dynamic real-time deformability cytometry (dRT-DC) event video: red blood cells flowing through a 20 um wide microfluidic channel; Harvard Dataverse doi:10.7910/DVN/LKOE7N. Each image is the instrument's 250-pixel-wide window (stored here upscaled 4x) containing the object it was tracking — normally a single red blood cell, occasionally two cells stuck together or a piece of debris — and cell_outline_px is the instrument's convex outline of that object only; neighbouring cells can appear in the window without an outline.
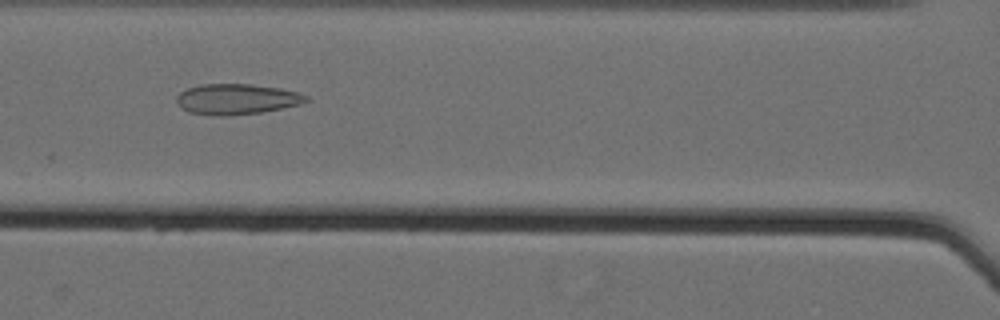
{"species": "Egyptian fruit bat (a non-hibernating species)", "species_latin": "Rousettus aegyptiacus", "temperature_condition": "cold", "stored_images_in_passage": 61, "camera_frame_rate_fps": 3000, "um_per_image_px": 0.085, "animal": {"sex": "female"}, "frame": {"image": 1, "passage_image": 32, "time_ms": 10.333, "image_size_px": [1000, 320], "cell_outline_px": [[308, 100], [300, 104], [260, 112], [228, 116], [216, 116], [188, 112], [176, 100], [176, 96], [180, 92], [188, 88], [200, 84], [252, 84], [280, 88], [296, 92], [308, 96]], "centroid_in_image_um": [20.1, 8.42], "position_along_channel_um": 146.5, "area_um2": 22.89}}
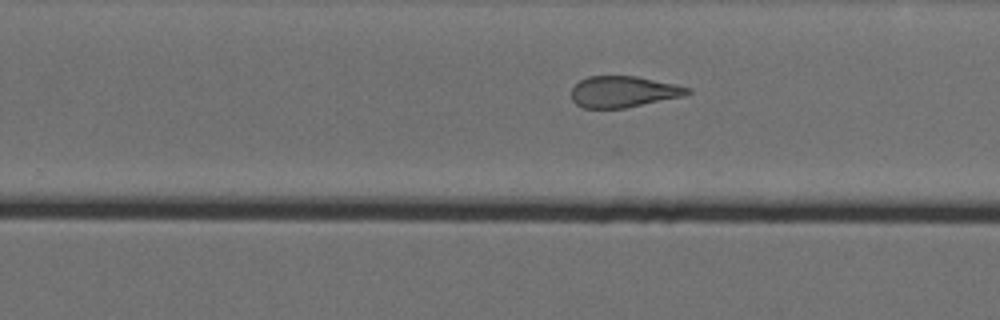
{"frame": {"image": 2, "passage_image": 43, "time_ms": 14.0, "image_size_px": [1000, 320], "cell_outline_px": [[692, 92], [680, 96], [624, 108], [584, 108], [576, 104], [572, 100], [572, 88], [580, 80], [588, 76], [636, 76], [676, 84], [692, 88]], "centroid_in_image_um": [52.97, 7.78], "position_along_channel_um": 276.8, "area_um2": 20.92}}
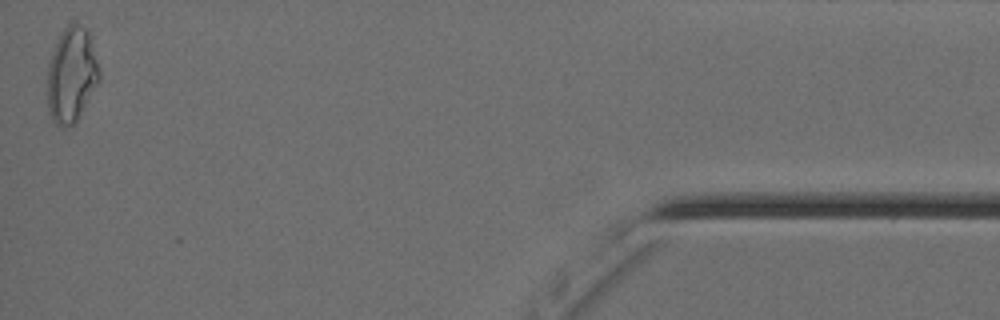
{"frame": {"image": 3, "passage_image": 61, "time_ms": 20.0, "image_size_px": [1000, 320], "cell_outline_px": [[100, 80], [76, 120], [72, 124], [64, 128], [56, 124], [52, 120], [48, 112], [48, 64], [52, 52], [64, 28], [68, 24], [76, 24], [84, 28], [88, 32], [100, 72]], "centroid_in_image_um": [6.07, 6.4], "position_along_channel_um": 429.1, "area_um2": 28.15}, "authors_computed_cell_mechanics": {"area_um2": 26.5302, "velocity_mm_per_s": 3.5756, "shape_relaxation_time_tau1_ms": null, "shape_relaxation_time_tau2_ms": 1.9689, "deformation_change_tau1": null, "deformation_change_tau2": 0.1165}}